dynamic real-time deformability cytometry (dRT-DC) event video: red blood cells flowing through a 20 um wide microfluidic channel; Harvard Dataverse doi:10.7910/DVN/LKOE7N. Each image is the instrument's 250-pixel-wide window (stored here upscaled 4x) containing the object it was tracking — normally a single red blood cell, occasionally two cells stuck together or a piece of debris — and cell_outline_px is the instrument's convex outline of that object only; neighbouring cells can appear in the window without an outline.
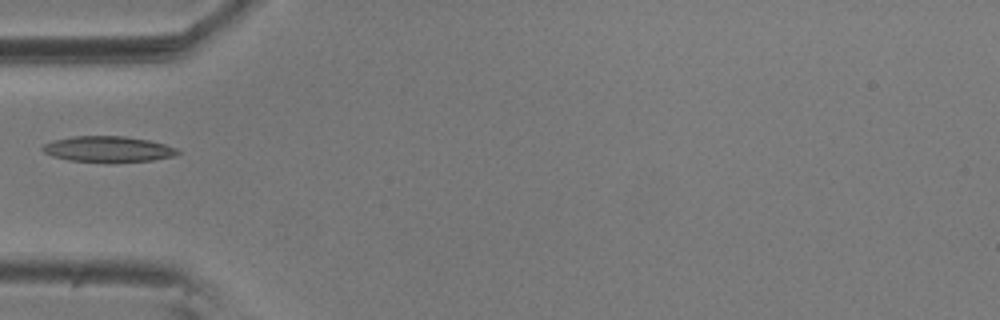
{"species": "common noctule bat (a hibernating species)", "species_latin": "Nyctalus noctula", "temperature_condition": "room temperature", "stored_images_in_passage": 35, "camera_frame_rate_fps": 3000, "um_per_image_px": 0.085, "animal": {"sex": "male", "body_mass_g": 20.5, "forearm_length_mm": 52.5}, "frame": {"image": 1, "passage_image": 1, "time_ms": 0.0, "image_size_px": [1000, 320], "cell_outline_px": [[180, 152], [172, 156], [152, 160], [112, 164], [68, 160], [52, 156], [44, 152], [40, 148], [44, 144], [52, 140], [72, 136], [124, 136], [148, 140], [164, 144], [176, 148]], "centroid_in_image_um": [9.14, 12.7], "position_along_channel_um": 75.9, "area_um2": 20.75}}
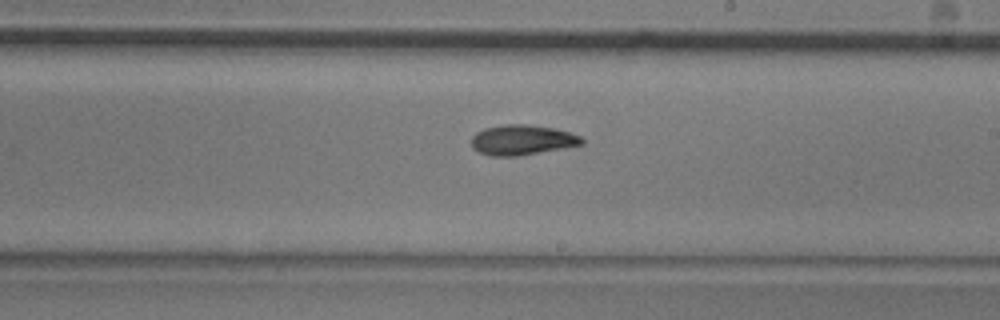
{"frame": {"image": 2, "passage_image": 15, "time_ms": 4.667, "image_size_px": [1000, 320], "cell_outline_px": [[584, 144], [564, 148], [520, 156], [488, 156], [472, 148], [472, 136], [476, 132], [484, 128], [504, 124], [528, 124], [552, 128], [568, 132], [580, 136], [584, 140]], "centroid_in_image_um": [44.36, 11.9], "position_along_channel_um": 244.6, "area_um2": 19.48}}
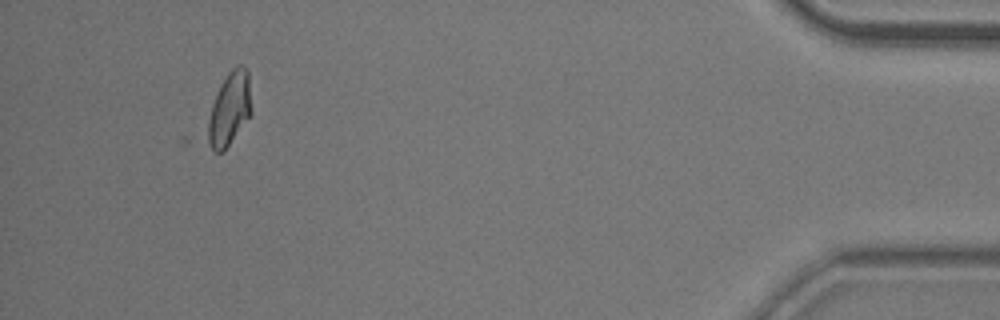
{"frame": {"image": 3, "passage_image": 35, "time_ms": 11.333, "image_size_px": [1000, 320], "cell_outline_px": [[252, 112], [224, 152], [216, 152], [204, 140], [208, 120], [212, 104], [220, 84], [228, 72], [236, 64], [240, 64], [248, 72], [252, 108]], "centroid_in_image_um": [19.48, 9.28], "position_along_channel_um": 415.7, "area_um2": 18.9}}